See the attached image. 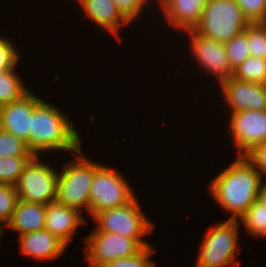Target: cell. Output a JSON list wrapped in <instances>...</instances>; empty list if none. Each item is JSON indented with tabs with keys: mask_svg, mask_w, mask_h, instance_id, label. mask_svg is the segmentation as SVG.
Masks as SVG:
<instances>
[{
	"mask_svg": "<svg viewBox=\"0 0 266 267\" xmlns=\"http://www.w3.org/2000/svg\"><path fill=\"white\" fill-rule=\"evenodd\" d=\"M223 172L210 182L214 201L231 212L230 220H237L259 199L262 176L246 160L238 156Z\"/></svg>",
	"mask_w": 266,
	"mask_h": 267,
	"instance_id": "1",
	"label": "cell"
},
{
	"mask_svg": "<svg viewBox=\"0 0 266 267\" xmlns=\"http://www.w3.org/2000/svg\"><path fill=\"white\" fill-rule=\"evenodd\" d=\"M81 139L69 118L53 104L41 100L31 115L30 151L38 155L45 151L81 152Z\"/></svg>",
	"mask_w": 266,
	"mask_h": 267,
	"instance_id": "2",
	"label": "cell"
},
{
	"mask_svg": "<svg viewBox=\"0 0 266 267\" xmlns=\"http://www.w3.org/2000/svg\"><path fill=\"white\" fill-rule=\"evenodd\" d=\"M250 25L235 0H208L194 30L207 38L225 43Z\"/></svg>",
	"mask_w": 266,
	"mask_h": 267,
	"instance_id": "3",
	"label": "cell"
},
{
	"mask_svg": "<svg viewBox=\"0 0 266 267\" xmlns=\"http://www.w3.org/2000/svg\"><path fill=\"white\" fill-rule=\"evenodd\" d=\"M68 161L59 173L56 201L90 215V190L95 173V163L85 156Z\"/></svg>",
	"mask_w": 266,
	"mask_h": 267,
	"instance_id": "4",
	"label": "cell"
},
{
	"mask_svg": "<svg viewBox=\"0 0 266 267\" xmlns=\"http://www.w3.org/2000/svg\"><path fill=\"white\" fill-rule=\"evenodd\" d=\"M123 175L112 170L109 166L95 163V173L90 190V216L103 210L124 206L136 197L133 188L122 177Z\"/></svg>",
	"mask_w": 266,
	"mask_h": 267,
	"instance_id": "5",
	"label": "cell"
},
{
	"mask_svg": "<svg viewBox=\"0 0 266 267\" xmlns=\"http://www.w3.org/2000/svg\"><path fill=\"white\" fill-rule=\"evenodd\" d=\"M135 198L132 202L96 213L92 218L97 222L96 231L114 232L127 238L136 239L143 247L150 246L142 238L151 233L153 223L148 221Z\"/></svg>",
	"mask_w": 266,
	"mask_h": 267,
	"instance_id": "6",
	"label": "cell"
},
{
	"mask_svg": "<svg viewBox=\"0 0 266 267\" xmlns=\"http://www.w3.org/2000/svg\"><path fill=\"white\" fill-rule=\"evenodd\" d=\"M238 224V220L228 219L212 227L206 233L196 267H226L235 262Z\"/></svg>",
	"mask_w": 266,
	"mask_h": 267,
	"instance_id": "7",
	"label": "cell"
},
{
	"mask_svg": "<svg viewBox=\"0 0 266 267\" xmlns=\"http://www.w3.org/2000/svg\"><path fill=\"white\" fill-rule=\"evenodd\" d=\"M58 177L54 168L41 163L39 156L35 155L15 184L19 199L44 205L56 201Z\"/></svg>",
	"mask_w": 266,
	"mask_h": 267,
	"instance_id": "8",
	"label": "cell"
},
{
	"mask_svg": "<svg viewBox=\"0 0 266 267\" xmlns=\"http://www.w3.org/2000/svg\"><path fill=\"white\" fill-rule=\"evenodd\" d=\"M85 240V258L89 262V267H102L108 262L132 256L143 248L136 239L95 229Z\"/></svg>",
	"mask_w": 266,
	"mask_h": 267,
	"instance_id": "9",
	"label": "cell"
},
{
	"mask_svg": "<svg viewBox=\"0 0 266 267\" xmlns=\"http://www.w3.org/2000/svg\"><path fill=\"white\" fill-rule=\"evenodd\" d=\"M186 32L191 37V51L202 69L218 77L220 84L233 76L234 71L229 63L224 43L198 34L194 29Z\"/></svg>",
	"mask_w": 266,
	"mask_h": 267,
	"instance_id": "10",
	"label": "cell"
},
{
	"mask_svg": "<svg viewBox=\"0 0 266 267\" xmlns=\"http://www.w3.org/2000/svg\"><path fill=\"white\" fill-rule=\"evenodd\" d=\"M230 131L238 155L243 156L253 146L266 142V110H243L231 113Z\"/></svg>",
	"mask_w": 266,
	"mask_h": 267,
	"instance_id": "11",
	"label": "cell"
},
{
	"mask_svg": "<svg viewBox=\"0 0 266 267\" xmlns=\"http://www.w3.org/2000/svg\"><path fill=\"white\" fill-rule=\"evenodd\" d=\"M41 100L29 91L22 98L0 107V129L24 140L29 149L31 115Z\"/></svg>",
	"mask_w": 266,
	"mask_h": 267,
	"instance_id": "12",
	"label": "cell"
},
{
	"mask_svg": "<svg viewBox=\"0 0 266 267\" xmlns=\"http://www.w3.org/2000/svg\"><path fill=\"white\" fill-rule=\"evenodd\" d=\"M220 86L232 113L243 110H266V85L230 77Z\"/></svg>",
	"mask_w": 266,
	"mask_h": 267,
	"instance_id": "13",
	"label": "cell"
},
{
	"mask_svg": "<svg viewBox=\"0 0 266 267\" xmlns=\"http://www.w3.org/2000/svg\"><path fill=\"white\" fill-rule=\"evenodd\" d=\"M79 210L68 207L57 201L46 205L45 227L54 236L58 237L66 245L72 240L80 224H85L84 217Z\"/></svg>",
	"mask_w": 266,
	"mask_h": 267,
	"instance_id": "14",
	"label": "cell"
},
{
	"mask_svg": "<svg viewBox=\"0 0 266 267\" xmlns=\"http://www.w3.org/2000/svg\"><path fill=\"white\" fill-rule=\"evenodd\" d=\"M20 254L36 260H52L60 256L67 245L58 237L43 229L19 235Z\"/></svg>",
	"mask_w": 266,
	"mask_h": 267,
	"instance_id": "15",
	"label": "cell"
},
{
	"mask_svg": "<svg viewBox=\"0 0 266 267\" xmlns=\"http://www.w3.org/2000/svg\"><path fill=\"white\" fill-rule=\"evenodd\" d=\"M208 0H161L166 21L184 31L194 29L201 20Z\"/></svg>",
	"mask_w": 266,
	"mask_h": 267,
	"instance_id": "16",
	"label": "cell"
},
{
	"mask_svg": "<svg viewBox=\"0 0 266 267\" xmlns=\"http://www.w3.org/2000/svg\"><path fill=\"white\" fill-rule=\"evenodd\" d=\"M86 16L102 29L108 30L111 34L119 37L120 25H127L129 22L122 16L113 0H78Z\"/></svg>",
	"mask_w": 266,
	"mask_h": 267,
	"instance_id": "17",
	"label": "cell"
},
{
	"mask_svg": "<svg viewBox=\"0 0 266 267\" xmlns=\"http://www.w3.org/2000/svg\"><path fill=\"white\" fill-rule=\"evenodd\" d=\"M45 215L46 205L19 200L11 219L4 227H8L11 231L19 232V235L43 230L45 227Z\"/></svg>",
	"mask_w": 266,
	"mask_h": 267,
	"instance_id": "18",
	"label": "cell"
},
{
	"mask_svg": "<svg viewBox=\"0 0 266 267\" xmlns=\"http://www.w3.org/2000/svg\"><path fill=\"white\" fill-rule=\"evenodd\" d=\"M15 69L0 71V107L22 98L29 92Z\"/></svg>",
	"mask_w": 266,
	"mask_h": 267,
	"instance_id": "19",
	"label": "cell"
},
{
	"mask_svg": "<svg viewBox=\"0 0 266 267\" xmlns=\"http://www.w3.org/2000/svg\"><path fill=\"white\" fill-rule=\"evenodd\" d=\"M239 219L253 237H266V204L260 199H257Z\"/></svg>",
	"mask_w": 266,
	"mask_h": 267,
	"instance_id": "20",
	"label": "cell"
},
{
	"mask_svg": "<svg viewBox=\"0 0 266 267\" xmlns=\"http://www.w3.org/2000/svg\"><path fill=\"white\" fill-rule=\"evenodd\" d=\"M233 78L266 85V59L248 57L233 72Z\"/></svg>",
	"mask_w": 266,
	"mask_h": 267,
	"instance_id": "21",
	"label": "cell"
},
{
	"mask_svg": "<svg viewBox=\"0 0 266 267\" xmlns=\"http://www.w3.org/2000/svg\"><path fill=\"white\" fill-rule=\"evenodd\" d=\"M34 156L0 157V184L15 185Z\"/></svg>",
	"mask_w": 266,
	"mask_h": 267,
	"instance_id": "22",
	"label": "cell"
},
{
	"mask_svg": "<svg viewBox=\"0 0 266 267\" xmlns=\"http://www.w3.org/2000/svg\"><path fill=\"white\" fill-rule=\"evenodd\" d=\"M224 46L233 71L250 57L249 42L244 32L225 42Z\"/></svg>",
	"mask_w": 266,
	"mask_h": 267,
	"instance_id": "23",
	"label": "cell"
},
{
	"mask_svg": "<svg viewBox=\"0 0 266 267\" xmlns=\"http://www.w3.org/2000/svg\"><path fill=\"white\" fill-rule=\"evenodd\" d=\"M35 156L27 143L9 132L0 129V157Z\"/></svg>",
	"mask_w": 266,
	"mask_h": 267,
	"instance_id": "24",
	"label": "cell"
},
{
	"mask_svg": "<svg viewBox=\"0 0 266 267\" xmlns=\"http://www.w3.org/2000/svg\"><path fill=\"white\" fill-rule=\"evenodd\" d=\"M19 200H20L19 195H18V192L16 191L15 185L0 184V223H1L0 224V230H1V235H2V232L4 230L3 227L11 219L12 213L14 212Z\"/></svg>",
	"mask_w": 266,
	"mask_h": 267,
	"instance_id": "25",
	"label": "cell"
},
{
	"mask_svg": "<svg viewBox=\"0 0 266 267\" xmlns=\"http://www.w3.org/2000/svg\"><path fill=\"white\" fill-rule=\"evenodd\" d=\"M244 33L249 42L250 56L266 59V23L250 24Z\"/></svg>",
	"mask_w": 266,
	"mask_h": 267,
	"instance_id": "26",
	"label": "cell"
},
{
	"mask_svg": "<svg viewBox=\"0 0 266 267\" xmlns=\"http://www.w3.org/2000/svg\"><path fill=\"white\" fill-rule=\"evenodd\" d=\"M156 250L150 245L143 247L138 253L108 262L102 267H154L155 262L149 260L150 255Z\"/></svg>",
	"mask_w": 266,
	"mask_h": 267,
	"instance_id": "27",
	"label": "cell"
},
{
	"mask_svg": "<svg viewBox=\"0 0 266 267\" xmlns=\"http://www.w3.org/2000/svg\"><path fill=\"white\" fill-rule=\"evenodd\" d=\"M250 24L266 23V0H235Z\"/></svg>",
	"mask_w": 266,
	"mask_h": 267,
	"instance_id": "28",
	"label": "cell"
},
{
	"mask_svg": "<svg viewBox=\"0 0 266 267\" xmlns=\"http://www.w3.org/2000/svg\"><path fill=\"white\" fill-rule=\"evenodd\" d=\"M19 52L15 46L4 37H0V71L15 69L19 60Z\"/></svg>",
	"mask_w": 266,
	"mask_h": 267,
	"instance_id": "29",
	"label": "cell"
},
{
	"mask_svg": "<svg viewBox=\"0 0 266 267\" xmlns=\"http://www.w3.org/2000/svg\"><path fill=\"white\" fill-rule=\"evenodd\" d=\"M122 16L131 23L142 13L144 5L149 0H113Z\"/></svg>",
	"mask_w": 266,
	"mask_h": 267,
	"instance_id": "30",
	"label": "cell"
},
{
	"mask_svg": "<svg viewBox=\"0 0 266 267\" xmlns=\"http://www.w3.org/2000/svg\"><path fill=\"white\" fill-rule=\"evenodd\" d=\"M243 156L261 176L266 175V142L253 146Z\"/></svg>",
	"mask_w": 266,
	"mask_h": 267,
	"instance_id": "31",
	"label": "cell"
},
{
	"mask_svg": "<svg viewBox=\"0 0 266 267\" xmlns=\"http://www.w3.org/2000/svg\"><path fill=\"white\" fill-rule=\"evenodd\" d=\"M259 199L266 204V182L263 180L260 185Z\"/></svg>",
	"mask_w": 266,
	"mask_h": 267,
	"instance_id": "32",
	"label": "cell"
}]
</instances>
